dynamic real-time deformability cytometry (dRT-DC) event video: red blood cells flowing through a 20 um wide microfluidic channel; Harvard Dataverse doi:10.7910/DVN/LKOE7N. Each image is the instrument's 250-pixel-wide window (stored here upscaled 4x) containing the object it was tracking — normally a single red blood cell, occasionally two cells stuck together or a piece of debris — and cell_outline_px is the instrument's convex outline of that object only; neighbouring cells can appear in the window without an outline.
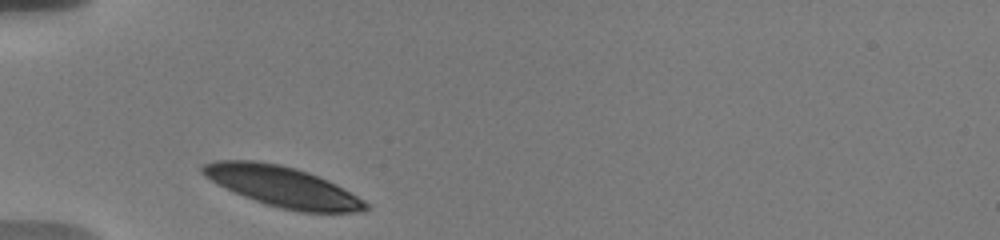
{"species": "human", "species_latin": "Homo sapiens", "temperature_condition": "warm", "stored_images_in_passage": 31, "camera_frame_rate_fps": 3000, "um_per_image_px": 0.085, "donor": {"sex": "male"}, "frame": {"image": 1, "passage_image": 1, "time_ms": 0.0, "image_size_px": [1000, 240], "cell_outline_px": [[368, 208], [360, 212], [300, 212], [280, 208], [244, 196], [204, 176], [200, 172], [200, 168], [204, 164], [216, 160], [256, 160], [280, 164], [296, 168], [308, 172], [328, 180], [336, 184], [364, 200], [368, 204]], "centroid_in_image_um": [24.03, 15.85], "position_along_channel_um": 61.0, "area_um2": 37.97}}
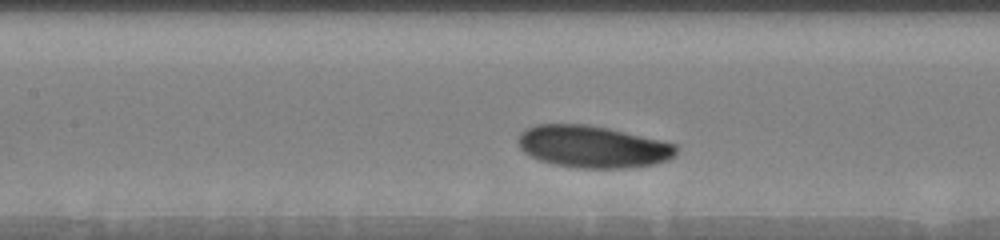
{"frame": {"image": 2, "passage_image": 10, "time_ms": 3.0, "image_size_px": [1000, 240], "cell_outline_px": [[676, 156], [668, 160], [656, 164], [632, 168], [576, 168], [552, 164], [540, 160], [524, 152], [520, 148], [516, 140], [520, 132], [536, 124], [588, 124], [608, 128], [660, 140], [676, 144]], "centroid_in_image_um": [50.38, 12.47], "position_along_channel_um": 157.0, "area_um2": 39.02}}
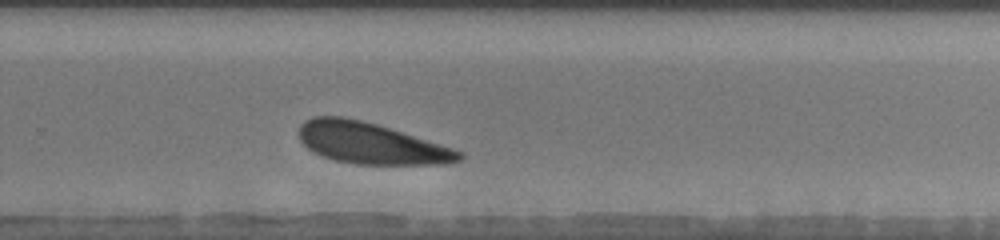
{"frame": {"image": 3, "passage_image": 22, "time_ms": 7.0, "image_size_px": [1000, 240], "cell_outline_px": [[464, 156], [460, 160], [452, 164], [356, 164], [332, 160], [308, 148], [300, 140], [300, 124], [304, 120], [312, 116], [344, 116], [376, 124], [452, 148], [464, 152]], "centroid_in_image_um": [31.52, 12.18], "position_along_channel_um": 298.3, "area_um2": 38.21}, "authors_computed_cell_mechanics": {"area_um2": 39.015, "velocity_mm_per_s": 3.543, "shape_relaxation_time_tau1_ms": 0.6486, "shape_relaxation_time_tau2_ms": null, "deformation_change_tau1": 0.0662, "deformation_change_tau2": null}}